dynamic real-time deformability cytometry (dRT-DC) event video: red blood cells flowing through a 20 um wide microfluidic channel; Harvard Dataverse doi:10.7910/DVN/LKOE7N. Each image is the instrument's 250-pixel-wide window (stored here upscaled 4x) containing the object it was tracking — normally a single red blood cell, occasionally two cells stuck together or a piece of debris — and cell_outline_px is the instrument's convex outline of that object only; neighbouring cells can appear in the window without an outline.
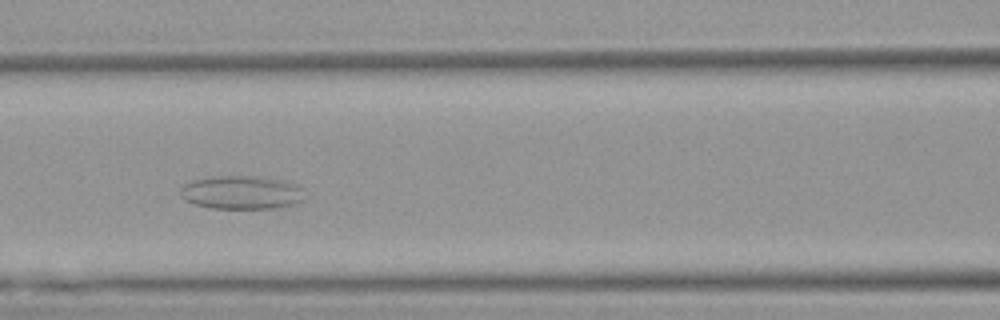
{"species": "Egyptian fruit bat (a non-hibernating species)", "species_latin": "Rousettus aegyptiacus", "temperature_condition": "warm", "stored_images_in_passage": 37, "camera_frame_rate_fps": 3000, "um_per_image_px": 0.085, "animal": {"sex": "female"}, "frame": {"image": 1, "passage_image": 13, "time_ms": 4.0, "image_size_px": [1000, 320], "cell_outline_px": [[300, 200], [276, 208], [212, 208], [196, 204], [184, 200], [180, 192], [180, 188], [184, 184], [192, 180], [216, 176], [260, 176], [276, 180], [296, 188]], "centroid_in_image_um": [20.31, 16.36], "position_along_channel_um": 146.3, "area_um2": 23.06}}
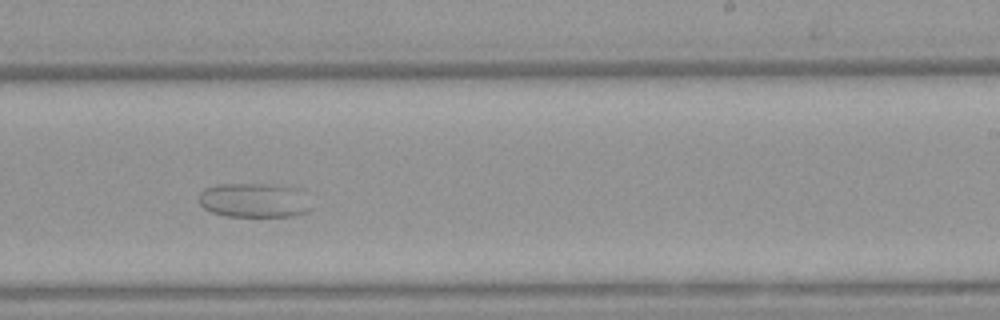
{"frame": {"image": 2, "passage_image": 23, "time_ms": 7.333, "image_size_px": [1000, 320], "cell_outline_px": [[304, 212], [292, 216], [228, 216], [212, 212], [204, 208], [200, 204], [200, 192], [204, 188], [220, 184], [276, 184], [304, 188]], "centroid_in_image_um": [21.54, 16.99], "position_along_channel_um": 267.5, "area_um2": 22.2}}
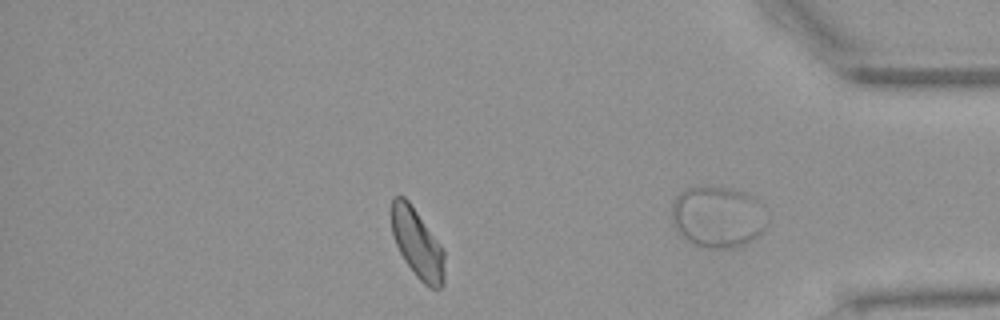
{"frame": {"image": 3, "passage_image": 32, "time_ms": 10.333, "image_size_px": [1000, 320], "cell_outline_px": [[444, 284], [440, 288], [432, 288], [424, 284], [416, 276], [404, 260], [396, 244], [392, 232], [388, 212], [392, 200], [396, 196], [404, 196], [408, 200], [440, 244], [444, 252]], "centroid_in_image_um": [35.43, 20.67], "position_along_channel_um": 399.8, "area_um2": 21.5}}